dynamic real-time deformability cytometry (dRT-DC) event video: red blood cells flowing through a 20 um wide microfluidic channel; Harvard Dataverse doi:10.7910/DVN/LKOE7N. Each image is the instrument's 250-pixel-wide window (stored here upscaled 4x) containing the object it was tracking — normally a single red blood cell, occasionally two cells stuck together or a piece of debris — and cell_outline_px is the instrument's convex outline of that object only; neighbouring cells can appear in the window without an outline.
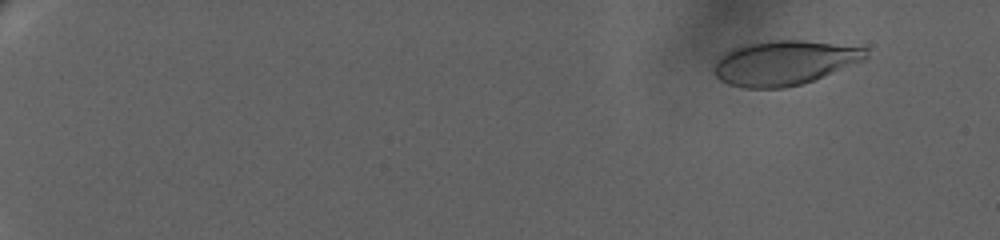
{"species": "human", "species_latin": "Homo sapiens", "temperature_condition": "warm", "stored_images_in_passage": 42, "camera_frame_rate_fps": 3000, "um_per_image_px": 0.085, "donor": {"sex": "female"}, "frame": {"image": 1, "passage_image": 1, "time_ms": 0.0, "image_size_px": [1000, 240], "cell_outline_px": [[868, 60], [812, 80], [800, 84], [784, 88], [744, 88], [728, 84], [720, 80], [712, 72], [716, 64], [728, 52], [736, 48], [752, 44], [772, 40], [800, 40], [868, 48]], "centroid_in_image_um": [66.74, 5.36], "position_along_channel_um": 18.3, "area_um2": 38.9}}
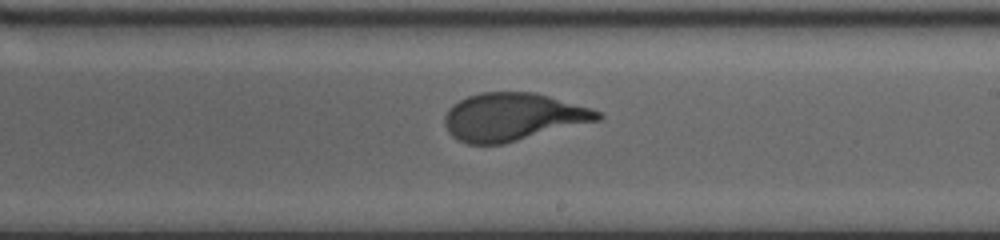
{"frame": {"image": 2, "passage_image": 24, "time_ms": 12.333, "image_size_px": [1000, 240], "cell_outline_px": [[604, 116], [600, 120], [504, 144], [468, 144], [456, 140], [448, 132], [444, 124], [444, 116], [448, 108], [452, 104], [468, 96], [480, 92], [536, 92], [588, 108], [600, 112]], "centroid_in_image_um": [43.55, 9.94], "position_along_channel_um": 245.5, "area_um2": 42.66}}
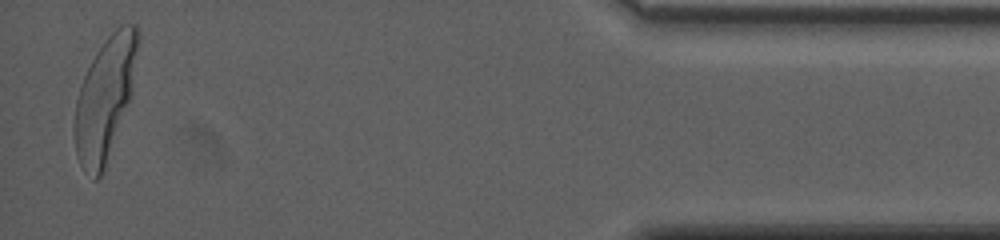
{"frame": {"image": 3, "passage_image": 42, "time_ms": 19.333, "image_size_px": [1000, 240], "cell_outline_px": [[140, 40], [128, 100], [104, 172], [96, 180], [92, 180], [80, 164], [76, 156], [72, 132], [72, 124], [76, 100], [84, 76], [96, 52], [104, 40], [120, 24], [136, 24], [140, 36]], "centroid_in_image_um": [8.87, 8.39], "position_along_channel_um": 426.3, "area_um2": 44.85}, "authors_computed_cell_mechanics": {"area_um2": 42.1651, "velocity_mm_per_s": 3.3911, "shape_relaxation_time_tau1_ms": 3.7798, "shape_relaxation_time_tau2_ms": null, "deformation_change_tau1": 0.1886, "deformation_change_tau2": null}}